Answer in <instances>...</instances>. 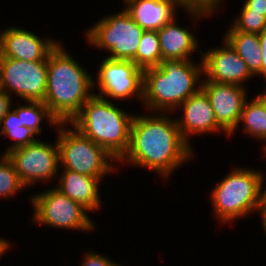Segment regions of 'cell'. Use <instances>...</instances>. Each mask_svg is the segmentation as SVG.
<instances>
[{"mask_svg": "<svg viewBox=\"0 0 266 266\" xmlns=\"http://www.w3.org/2000/svg\"><path fill=\"white\" fill-rule=\"evenodd\" d=\"M145 114H134L128 149L117 163L143 167L169 180L176 169L194 161L195 150L182 138L170 112Z\"/></svg>", "mask_w": 266, "mask_h": 266, "instance_id": "6da1fadb", "label": "cell"}, {"mask_svg": "<svg viewBox=\"0 0 266 266\" xmlns=\"http://www.w3.org/2000/svg\"><path fill=\"white\" fill-rule=\"evenodd\" d=\"M61 43L47 58L44 104L59 123H69L94 95L93 76Z\"/></svg>", "mask_w": 266, "mask_h": 266, "instance_id": "7a4b0ae2", "label": "cell"}, {"mask_svg": "<svg viewBox=\"0 0 266 266\" xmlns=\"http://www.w3.org/2000/svg\"><path fill=\"white\" fill-rule=\"evenodd\" d=\"M202 58L163 60L158 67L143 70L142 103L149 112L174 113L191 95L201 89ZM200 79V80H199Z\"/></svg>", "mask_w": 266, "mask_h": 266, "instance_id": "3957f363", "label": "cell"}, {"mask_svg": "<svg viewBox=\"0 0 266 266\" xmlns=\"http://www.w3.org/2000/svg\"><path fill=\"white\" fill-rule=\"evenodd\" d=\"M134 114L110 100L93 95L69 123L119 161L129 146Z\"/></svg>", "mask_w": 266, "mask_h": 266, "instance_id": "277c9868", "label": "cell"}, {"mask_svg": "<svg viewBox=\"0 0 266 266\" xmlns=\"http://www.w3.org/2000/svg\"><path fill=\"white\" fill-rule=\"evenodd\" d=\"M232 169L217 182L209 195L214 217L220 224H228L256 212L265 195L260 170L238 166Z\"/></svg>", "mask_w": 266, "mask_h": 266, "instance_id": "5b68a950", "label": "cell"}, {"mask_svg": "<svg viewBox=\"0 0 266 266\" xmlns=\"http://www.w3.org/2000/svg\"><path fill=\"white\" fill-rule=\"evenodd\" d=\"M55 129L58 132L56 137L59 169L96 177L101 181L105 178L104 176L118 169V161L114 157L90 138L82 135L70 123H59Z\"/></svg>", "mask_w": 266, "mask_h": 266, "instance_id": "8992f818", "label": "cell"}, {"mask_svg": "<svg viewBox=\"0 0 266 266\" xmlns=\"http://www.w3.org/2000/svg\"><path fill=\"white\" fill-rule=\"evenodd\" d=\"M143 32L123 7L118 13L104 15L94 22L85 37L91 46L108 51L107 58L134 63Z\"/></svg>", "mask_w": 266, "mask_h": 266, "instance_id": "52a82bcc", "label": "cell"}, {"mask_svg": "<svg viewBox=\"0 0 266 266\" xmlns=\"http://www.w3.org/2000/svg\"><path fill=\"white\" fill-rule=\"evenodd\" d=\"M29 199L34 211L32 222L36 225H47L62 230H81V232L95 231L96 223L88 215L90 211L62 194L54 186L38 194L35 193Z\"/></svg>", "mask_w": 266, "mask_h": 266, "instance_id": "ba28073f", "label": "cell"}, {"mask_svg": "<svg viewBox=\"0 0 266 266\" xmlns=\"http://www.w3.org/2000/svg\"><path fill=\"white\" fill-rule=\"evenodd\" d=\"M55 143L38 139L6 154L26 188L39 185L40 182L52 183L58 176L60 169L57 139Z\"/></svg>", "mask_w": 266, "mask_h": 266, "instance_id": "9c48e42d", "label": "cell"}, {"mask_svg": "<svg viewBox=\"0 0 266 266\" xmlns=\"http://www.w3.org/2000/svg\"><path fill=\"white\" fill-rule=\"evenodd\" d=\"M100 64V65H99ZM98 72L93 77L94 95L106 100L135 98L142 101L143 70L132 61L104 58L98 63Z\"/></svg>", "mask_w": 266, "mask_h": 266, "instance_id": "30bf717a", "label": "cell"}, {"mask_svg": "<svg viewBox=\"0 0 266 266\" xmlns=\"http://www.w3.org/2000/svg\"><path fill=\"white\" fill-rule=\"evenodd\" d=\"M2 91L19 100L44 101L47 85V61H23L0 56Z\"/></svg>", "mask_w": 266, "mask_h": 266, "instance_id": "8fae6325", "label": "cell"}, {"mask_svg": "<svg viewBox=\"0 0 266 266\" xmlns=\"http://www.w3.org/2000/svg\"><path fill=\"white\" fill-rule=\"evenodd\" d=\"M201 89L208 96L217 123L228 133L234 136L241 118L242 109L249 94L245 86L218 83L202 79Z\"/></svg>", "mask_w": 266, "mask_h": 266, "instance_id": "7c38bea8", "label": "cell"}, {"mask_svg": "<svg viewBox=\"0 0 266 266\" xmlns=\"http://www.w3.org/2000/svg\"><path fill=\"white\" fill-rule=\"evenodd\" d=\"M222 40L220 47L202 51L204 78L212 82L247 87L246 82L255 76L229 43L225 39Z\"/></svg>", "mask_w": 266, "mask_h": 266, "instance_id": "4fadbf2b", "label": "cell"}, {"mask_svg": "<svg viewBox=\"0 0 266 266\" xmlns=\"http://www.w3.org/2000/svg\"><path fill=\"white\" fill-rule=\"evenodd\" d=\"M0 56L23 61H47L59 44L55 39H42L32 31L10 26L0 31Z\"/></svg>", "mask_w": 266, "mask_h": 266, "instance_id": "5bb4252c", "label": "cell"}, {"mask_svg": "<svg viewBox=\"0 0 266 266\" xmlns=\"http://www.w3.org/2000/svg\"><path fill=\"white\" fill-rule=\"evenodd\" d=\"M182 110L181 118H175L182 138L192 147L190 137L214 132L221 134V131L228 133L217 123V119L210 100L205 92L200 89L196 94L191 95L178 108Z\"/></svg>", "mask_w": 266, "mask_h": 266, "instance_id": "9a60e30c", "label": "cell"}, {"mask_svg": "<svg viewBox=\"0 0 266 266\" xmlns=\"http://www.w3.org/2000/svg\"><path fill=\"white\" fill-rule=\"evenodd\" d=\"M124 9L144 30L158 31L172 21L181 8L178 0H123Z\"/></svg>", "mask_w": 266, "mask_h": 266, "instance_id": "2e32d148", "label": "cell"}, {"mask_svg": "<svg viewBox=\"0 0 266 266\" xmlns=\"http://www.w3.org/2000/svg\"><path fill=\"white\" fill-rule=\"evenodd\" d=\"M57 178L59 182L57 181V186L54 187L71 200L82 204L90 212L93 213L103 206L99 193L101 191L99 178L66 169H62Z\"/></svg>", "mask_w": 266, "mask_h": 266, "instance_id": "e0dca14e", "label": "cell"}, {"mask_svg": "<svg viewBox=\"0 0 266 266\" xmlns=\"http://www.w3.org/2000/svg\"><path fill=\"white\" fill-rule=\"evenodd\" d=\"M176 21L177 17L157 31L161 61L192 60L194 57H191V55L195 51L202 55V50H197L199 48V40L195 33L191 32L187 26H179Z\"/></svg>", "mask_w": 266, "mask_h": 266, "instance_id": "ac0fdd59", "label": "cell"}, {"mask_svg": "<svg viewBox=\"0 0 266 266\" xmlns=\"http://www.w3.org/2000/svg\"><path fill=\"white\" fill-rule=\"evenodd\" d=\"M255 76H262V51L258 34L226 31L223 36Z\"/></svg>", "mask_w": 266, "mask_h": 266, "instance_id": "d6986e66", "label": "cell"}, {"mask_svg": "<svg viewBox=\"0 0 266 266\" xmlns=\"http://www.w3.org/2000/svg\"><path fill=\"white\" fill-rule=\"evenodd\" d=\"M240 123L242 133L263 143L266 141V99L260 93L245 101L239 127Z\"/></svg>", "mask_w": 266, "mask_h": 266, "instance_id": "ffe728a7", "label": "cell"}, {"mask_svg": "<svg viewBox=\"0 0 266 266\" xmlns=\"http://www.w3.org/2000/svg\"><path fill=\"white\" fill-rule=\"evenodd\" d=\"M0 135H5L4 138L10 137L13 140L12 144L3 152L6 155L8 152L29 145L38 140L34 131L28 127L22 126V121L18 118L17 112L11 109L2 119L0 123Z\"/></svg>", "mask_w": 266, "mask_h": 266, "instance_id": "44dd1931", "label": "cell"}, {"mask_svg": "<svg viewBox=\"0 0 266 266\" xmlns=\"http://www.w3.org/2000/svg\"><path fill=\"white\" fill-rule=\"evenodd\" d=\"M18 105V107L12 108L17 112L18 118L22 121V126L28 127L37 135L43 132L41 126L43 119L48 120L50 127H56L59 124L43 101H25L24 104Z\"/></svg>", "mask_w": 266, "mask_h": 266, "instance_id": "7402d4cb", "label": "cell"}, {"mask_svg": "<svg viewBox=\"0 0 266 266\" xmlns=\"http://www.w3.org/2000/svg\"><path fill=\"white\" fill-rule=\"evenodd\" d=\"M161 63L160 43L157 31H144L134 57V64L142 70L158 67Z\"/></svg>", "mask_w": 266, "mask_h": 266, "instance_id": "603a6c76", "label": "cell"}, {"mask_svg": "<svg viewBox=\"0 0 266 266\" xmlns=\"http://www.w3.org/2000/svg\"><path fill=\"white\" fill-rule=\"evenodd\" d=\"M23 189L27 188L20 180L12 162L4 155L0 159V198H12Z\"/></svg>", "mask_w": 266, "mask_h": 266, "instance_id": "cb8c5ba5", "label": "cell"}, {"mask_svg": "<svg viewBox=\"0 0 266 266\" xmlns=\"http://www.w3.org/2000/svg\"><path fill=\"white\" fill-rule=\"evenodd\" d=\"M227 31H240L245 33L260 34L266 30V17L262 13L249 12L243 5L240 8L239 15L233 20Z\"/></svg>", "mask_w": 266, "mask_h": 266, "instance_id": "d4e9b609", "label": "cell"}, {"mask_svg": "<svg viewBox=\"0 0 266 266\" xmlns=\"http://www.w3.org/2000/svg\"><path fill=\"white\" fill-rule=\"evenodd\" d=\"M179 4L186 13L189 14V17L195 22L197 20H202L208 17H213L214 12L221 9V6L225 0H178ZM219 8V9H218ZM205 17V18H204ZM195 19V20H194Z\"/></svg>", "mask_w": 266, "mask_h": 266, "instance_id": "484cf974", "label": "cell"}, {"mask_svg": "<svg viewBox=\"0 0 266 266\" xmlns=\"http://www.w3.org/2000/svg\"><path fill=\"white\" fill-rule=\"evenodd\" d=\"M81 266H123L122 263L118 264L113 259H110L95 251H88L85 253L84 258L81 260Z\"/></svg>", "mask_w": 266, "mask_h": 266, "instance_id": "4316f807", "label": "cell"}, {"mask_svg": "<svg viewBox=\"0 0 266 266\" xmlns=\"http://www.w3.org/2000/svg\"><path fill=\"white\" fill-rule=\"evenodd\" d=\"M13 97L5 91L0 92V123L1 119L12 109Z\"/></svg>", "mask_w": 266, "mask_h": 266, "instance_id": "83f0119b", "label": "cell"}, {"mask_svg": "<svg viewBox=\"0 0 266 266\" xmlns=\"http://www.w3.org/2000/svg\"><path fill=\"white\" fill-rule=\"evenodd\" d=\"M243 6L249 12L262 13L266 17V0H245Z\"/></svg>", "mask_w": 266, "mask_h": 266, "instance_id": "f1b7e54d", "label": "cell"}, {"mask_svg": "<svg viewBox=\"0 0 266 266\" xmlns=\"http://www.w3.org/2000/svg\"><path fill=\"white\" fill-rule=\"evenodd\" d=\"M259 36V42L261 46V51H262V77L263 80H266V30L262 31Z\"/></svg>", "mask_w": 266, "mask_h": 266, "instance_id": "f546056e", "label": "cell"}, {"mask_svg": "<svg viewBox=\"0 0 266 266\" xmlns=\"http://www.w3.org/2000/svg\"><path fill=\"white\" fill-rule=\"evenodd\" d=\"M259 212L257 214L260 215L261 218V223H262V228L264 231V234L266 235V196L264 195L259 206L257 207V211Z\"/></svg>", "mask_w": 266, "mask_h": 266, "instance_id": "4dcf8cb0", "label": "cell"}, {"mask_svg": "<svg viewBox=\"0 0 266 266\" xmlns=\"http://www.w3.org/2000/svg\"><path fill=\"white\" fill-rule=\"evenodd\" d=\"M11 243L9 242V240H7V238L5 239V237H0V258L2 257V255L6 254V252L10 249Z\"/></svg>", "mask_w": 266, "mask_h": 266, "instance_id": "1f68e13d", "label": "cell"}, {"mask_svg": "<svg viewBox=\"0 0 266 266\" xmlns=\"http://www.w3.org/2000/svg\"><path fill=\"white\" fill-rule=\"evenodd\" d=\"M264 156L266 157V152L263 153ZM261 176H262V179L264 181V184H265V181H266V175L263 173V171H261Z\"/></svg>", "mask_w": 266, "mask_h": 266, "instance_id": "d6a6232c", "label": "cell"}, {"mask_svg": "<svg viewBox=\"0 0 266 266\" xmlns=\"http://www.w3.org/2000/svg\"><path fill=\"white\" fill-rule=\"evenodd\" d=\"M260 94L266 99V89H264V91H262Z\"/></svg>", "mask_w": 266, "mask_h": 266, "instance_id": "836d02e7", "label": "cell"}, {"mask_svg": "<svg viewBox=\"0 0 266 266\" xmlns=\"http://www.w3.org/2000/svg\"><path fill=\"white\" fill-rule=\"evenodd\" d=\"M262 145H264V147H262L263 148V151L266 152V141Z\"/></svg>", "mask_w": 266, "mask_h": 266, "instance_id": "e575fe53", "label": "cell"}, {"mask_svg": "<svg viewBox=\"0 0 266 266\" xmlns=\"http://www.w3.org/2000/svg\"><path fill=\"white\" fill-rule=\"evenodd\" d=\"M2 91V87H1V78H0V92Z\"/></svg>", "mask_w": 266, "mask_h": 266, "instance_id": "d590c367", "label": "cell"}]
</instances>
